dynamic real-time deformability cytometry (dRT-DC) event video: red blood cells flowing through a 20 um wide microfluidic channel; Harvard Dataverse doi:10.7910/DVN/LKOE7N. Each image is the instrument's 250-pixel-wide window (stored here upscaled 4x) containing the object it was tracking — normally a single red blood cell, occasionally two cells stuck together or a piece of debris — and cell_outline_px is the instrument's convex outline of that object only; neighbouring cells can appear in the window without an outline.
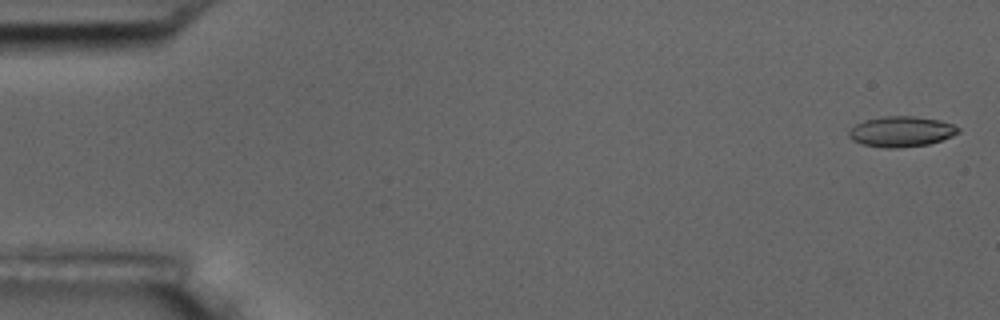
{"species": "common noctule bat (a hibernating species)", "species_latin": "Nyctalus noctula", "temperature_condition": "room temperature", "stored_images_in_passage": 57, "camera_frame_rate_fps": 3000, "um_per_image_px": 0.085, "animal": {"sex": "male", "body_mass_g": 17.5, "forearm_length_mm": 52.3}, "frame": {"image": 1, "passage_image": 2, "time_ms": 0.333, "image_size_px": [1000, 320], "cell_outline_px": [[960, 132], [952, 136], [928, 144], [896, 148], [884, 148], [864, 144], [852, 140], [848, 136], [848, 128], [864, 120], [884, 116], [912, 116], [940, 120], [952, 124], [960, 128]], "centroid_in_image_um": [76.58, 11.17], "position_along_channel_um": 8.4, "area_um2": 19.42}}
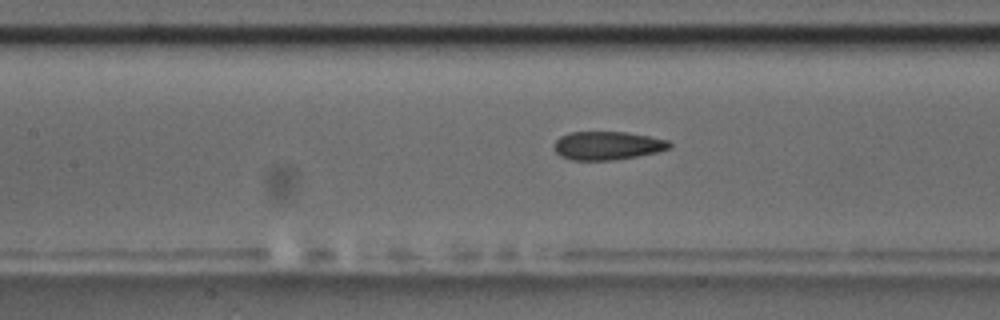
{"frame": {"image": 2, "passage_image": 26, "time_ms": 8.333, "image_size_px": [1000, 320], "cell_outline_px": [[672, 148], [656, 152], [636, 156], [612, 160], [572, 160], [560, 156], [552, 148], [552, 144], [560, 136], [568, 132], [628, 132], [668, 140], [672, 144]], "centroid_in_image_um": [51.59, 12.37], "position_along_channel_um": 155.8, "area_um2": 19.25}}
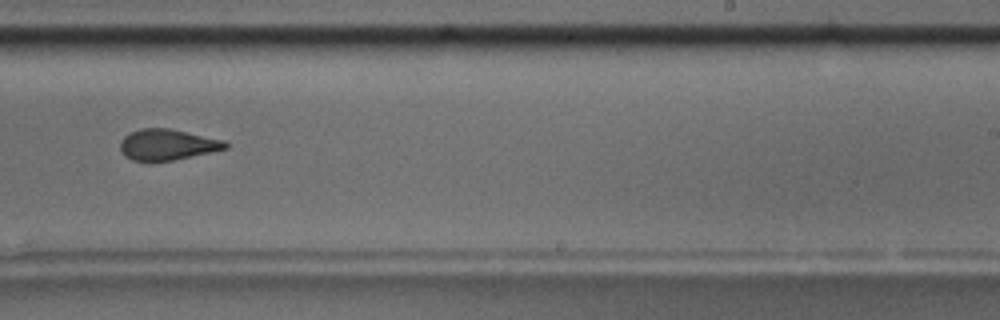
{"frame": {"image": 3, "passage_image": 36, "time_ms": 11.667, "image_size_px": [1000, 320], "cell_outline_px": [[228, 148], [172, 160], [132, 160], [124, 156], [120, 148], [120, 140], [128, 132], [140, 128], [168, 128], [224, 140], [228, 144]], "centroid_in_image_um": [14.18, 12.27], "position_along_channel_um": 274.8, "area_um2": 18.73}, "authors_computed_cell_mechanics": {"area_um2": 19.4786, "velocity_mm_per_s": 3.5905, "shape_relaxation_time_tau1_ms": null, "shape_relaxation_time_tau2_ms": 1.7337, "deformation_change_tau1": null, "deformation_change_tau2": 0.0959}}